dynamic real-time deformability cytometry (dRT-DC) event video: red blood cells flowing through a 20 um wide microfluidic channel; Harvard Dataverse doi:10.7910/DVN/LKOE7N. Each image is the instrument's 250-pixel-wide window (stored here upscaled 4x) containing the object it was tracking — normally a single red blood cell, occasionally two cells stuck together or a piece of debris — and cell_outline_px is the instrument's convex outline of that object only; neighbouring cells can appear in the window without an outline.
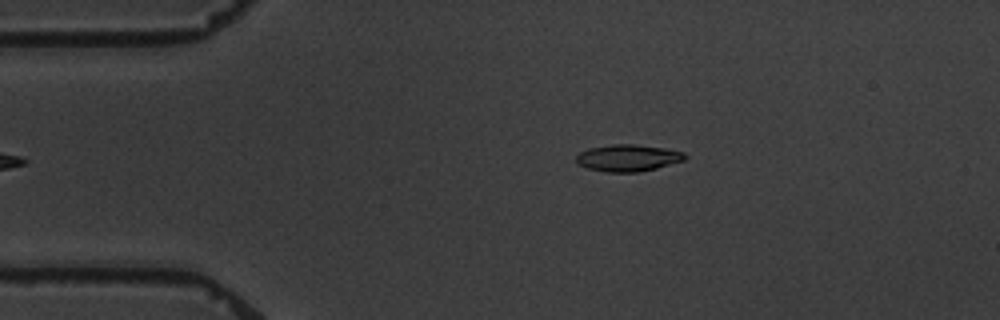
{"species": "common noctule bat (a hibernating species)", "species_latin": "Nyctalus noctula", "temperature_condition": "warm", "stored_images_in_passage": 6, "camera_frame_rate_fps": 3000, "um_per_image_px": 0.085, "animal": {"sex": "male", "body_mass_g": 19.5, "forearm_length_mm": 54.6}, "frame": {"image": 1, "passage_image": 6, "time_ms": 6.333, "image_size_px": [1000, 320], "cell_outline_px": [[688, 156], [684, 160], [656, 168], [640, 172], [608, 172], [588, 168], [576, 164], [576, 156], [580, 152], [588, 148], [612, 144], [632, 144], [664, 148], [684, 152]], "centroid_in_image_um": [53.36, 13.42], "position_along_channel_um": 31.6, "area_um2": 16.99}}